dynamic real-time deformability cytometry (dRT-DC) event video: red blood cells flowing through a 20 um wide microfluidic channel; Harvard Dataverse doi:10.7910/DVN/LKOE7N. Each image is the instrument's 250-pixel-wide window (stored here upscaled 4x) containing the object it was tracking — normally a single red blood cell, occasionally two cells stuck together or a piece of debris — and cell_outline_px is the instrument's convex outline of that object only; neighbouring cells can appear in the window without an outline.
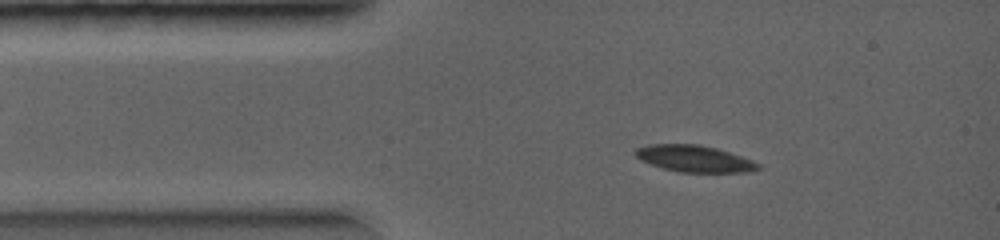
{"species": "common noctule bat (a hibernating species)", "species_latin": "Nyctalus noctula", "temperature_condition": "warm", "stored_images_in_passage": 7, "camera_frame_rate_fps": 5000, "um_per_image_px": 0.085, "animal": {"sex": "female", "body_mass_g": 19.0, "forearm_length_mm": 56.7}, "frame": {"image": 1, "passage_image": 1, "time_ms": 0.0, "image_size_px": [1000, 240], "cell_outline_px": [[760, 168], [748, 172], [680, 172], [664, 168], [640, 160], [632, 152], [636, 148], [648, 144], [700, 144], [716, 148], [752, 160], [760, 164]], "centroid_in_image_um": [58.99, 13.48], "position_along_channel_um": 26.0, "area_um2": 18.96}}
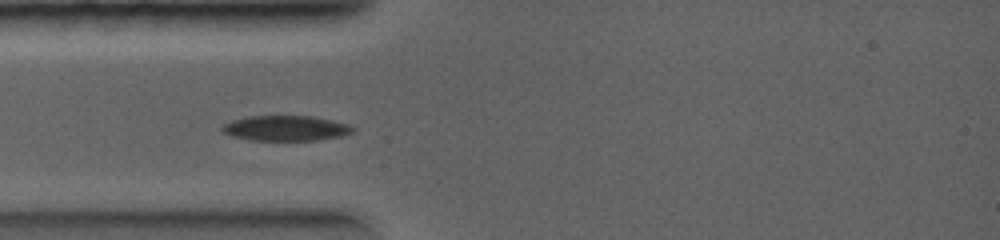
{"frame": {"image": 2, "passage_image": 3, "time_ms": 1.0, "image_size_px": [1000, 240], "cell_outline_px": [[356, 128], [352, 132], [340, 136], [316, 140], [252, 140], [232, 136], [224, 132], [220, 128], [224, 124], [232, 120], [248, 116], [312, 116], [332, 120], [348, 124]], "centroid_in_image_um": [24.29, 10.89], "position_along_channel_um": 60.7, "area_um2": 19.07}}
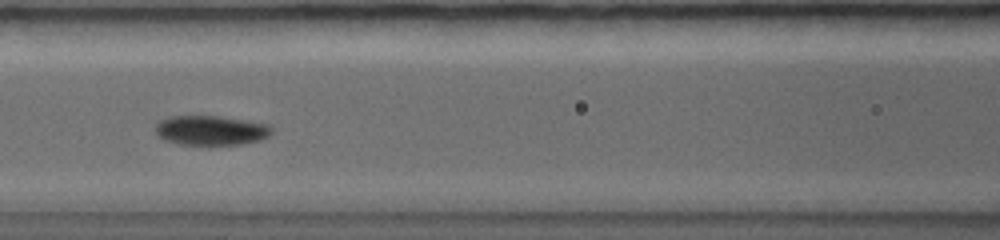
{"frame": {"image": 3, "passage_image": 6, "time_ms": 2.4, "image_size_px": [1000, 240], "cell_outline_px": [[272, 132], [268, 136], [260, 140], [240, 144], [180, 144], [164, 140], [156, 132], [156, 124], [160, 120], [168, 116], [220, 116], [248, 120], [272, 124]], "centroid_in_image_um": [17.97, 11.06], "position_along_channel_um": 148.6, "area_um2": 20.11}}